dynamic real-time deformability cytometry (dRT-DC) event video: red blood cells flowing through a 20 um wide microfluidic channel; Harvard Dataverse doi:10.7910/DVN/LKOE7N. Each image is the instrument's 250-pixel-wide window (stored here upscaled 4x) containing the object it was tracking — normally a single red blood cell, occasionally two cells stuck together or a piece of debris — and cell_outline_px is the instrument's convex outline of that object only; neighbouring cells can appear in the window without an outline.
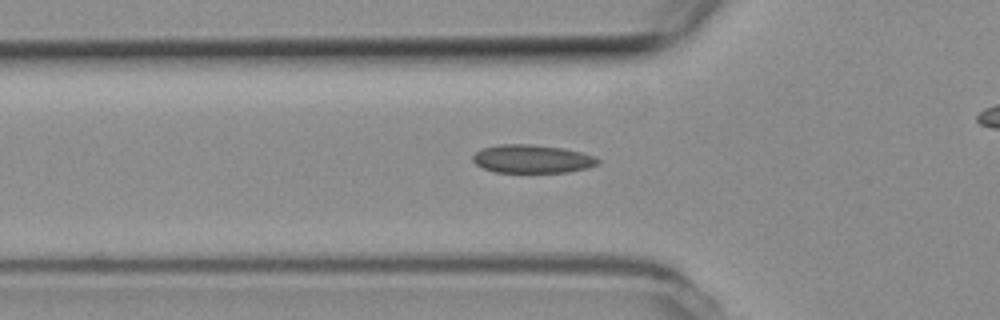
{"species": "common noctule bat (a hibernating species)", "species_latin": "Nyctalus noctula", "temperature_condition": "room temperature", "stored_images_in_passage": 23, "camera_frame_rate_fps": 3000, "um_per_image_px": 0.085, "animal": {"sex": "female", "body_mass_g": 19.3, "forearm_length_mm": 54.1}, "frame": {"image": 1, "passage_image": 2, "time_ms": 0.333, "image_size_px": [1000, 320], "cell_outline_px": [[600, 164], [588, 168], [568, 172], [496, 172], [484, 168], [476, 164], [472, 160], [472, 156], [476, 152], [484, 148], [500, 144], [532, 144], [564, 148], [596, 156], [600, 160]], "centroid_in_image_um": [45.28, 13.5], "position_along_channel_um": 80.5, "area_um2": 20.69}}
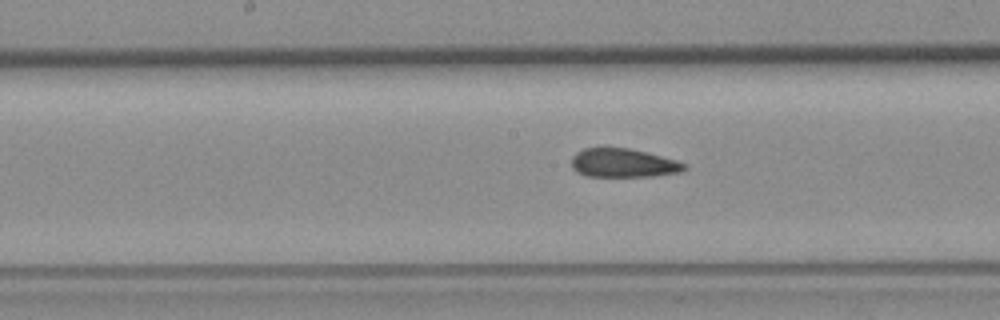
{"frame": {"image": 2, "passage_image": 11, "time_ms": 3.333, "image_size_px": [1000, 320], "cell_outline_px": [[688, 168], [680, 172], [652, 176], [588, 176], [576, 172], [572, 168], [572, 156], [576, 152], [584, 148], [628, 148], [676, 160], [688, 164]], "centroid_in_image_um": [52.97, 13.86], "position_along_channel_um": 195.2, "area_um2": 18.79}}
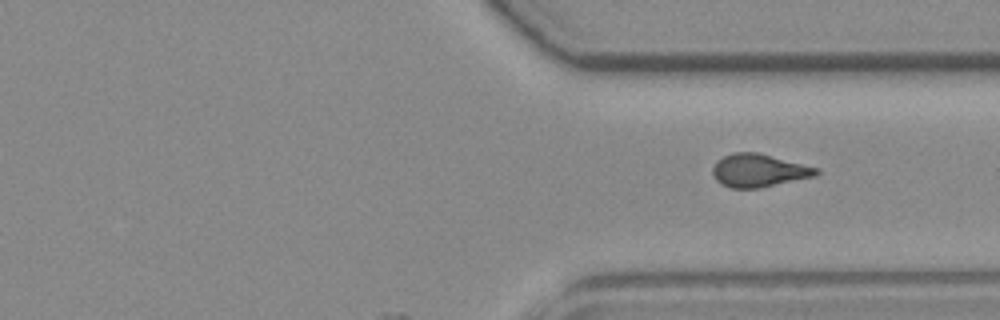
{"frame": {"image": 3, "passage_image": 23, "time_ms": 7.333, "image_size_px": [1000, 320], "cell_outline_px": [[820, 172], [816, 176], [760, 188], [732, 188], [720, 184], [712, 176], [712, 168], [716, 160], [732, 152], [756, 152], [820, 168]], "centroid_in_image_um": [64.48, 14.49], "position_along_channel_um": 346.9, "area_um2": 20.11}}